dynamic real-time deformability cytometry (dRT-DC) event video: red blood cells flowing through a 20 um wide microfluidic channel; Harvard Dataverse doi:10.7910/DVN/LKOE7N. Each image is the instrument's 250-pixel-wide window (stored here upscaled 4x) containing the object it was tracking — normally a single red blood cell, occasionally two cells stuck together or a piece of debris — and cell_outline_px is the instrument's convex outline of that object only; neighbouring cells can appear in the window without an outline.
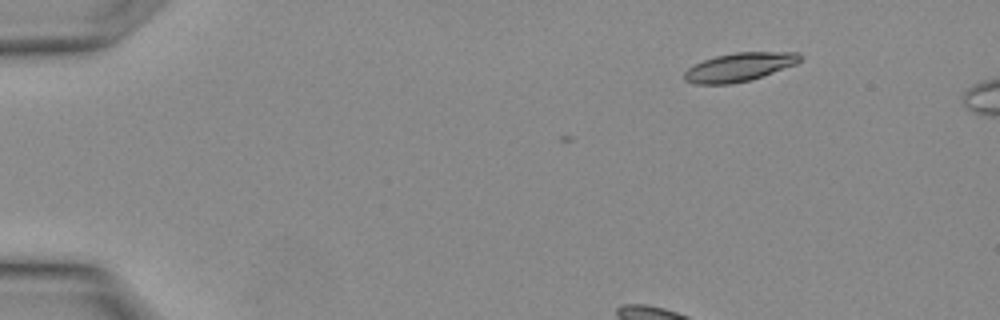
{"species": "Egyptian fruit bat (a non-hibernating species)", "species_latin": "Rousettus aegyptiacus", "temperature_condition": "warm", "stored_images_in_passage": 29, "camera_frame_rate_fps": 3000, "um_per_image_px": 0.085, "animal": {"sex": "female"}, "frame": {"image": 1, "passage_image": 1, "time_ms": 0.0, "image_size_px": [1000, 320], "cell_outline_px": [[800, 60], [796, 64], [752, 80], [732, 84], [696, 84], [684, 80], [684, 72], [688, 68], [704, 60], [716, 56], [736, 52], [796, 52], [800, 56]], "centroid_in_image_um": [62.83, 5.71], "position_along_channel_um": 22.2, "area_um2": 19.13}}